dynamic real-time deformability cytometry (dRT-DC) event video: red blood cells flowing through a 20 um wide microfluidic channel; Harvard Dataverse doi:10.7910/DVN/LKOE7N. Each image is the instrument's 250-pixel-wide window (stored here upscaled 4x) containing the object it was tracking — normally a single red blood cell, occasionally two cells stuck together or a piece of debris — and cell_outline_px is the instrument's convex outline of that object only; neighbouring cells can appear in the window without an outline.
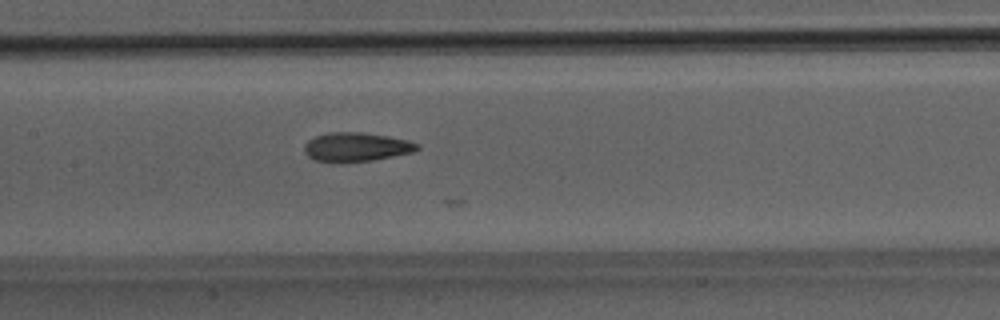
{"species": "Egyptian fruit bat (a non-hibernating species)", "species_latin": "Rousettus aegyptiacus", "temperature_condition": "room temperature", "stored_images_in_passage": 17, "camera_frame_rate_fps": 3000, "um_per_image_px": 0.085, "animal": {"sex": "male"}, "frame": {"image": 1, "passage_image": 11, "time_ms": 3.333, "image_size_px": [1000, 320], "cell_outline_px": [[420, 148], [412, 152], [372, 160], [332, 164], [316, 160], [308, 156], [304, 152], [304, 144], [308, 140], [316, 136], [328, 132], [360, 132], [388, 136], [408, 140], [420, 144]], "centroid_in_image_um": [30.25, 12.51], "position_along_channel_um": 177.2, "area_um2": 19.31}}